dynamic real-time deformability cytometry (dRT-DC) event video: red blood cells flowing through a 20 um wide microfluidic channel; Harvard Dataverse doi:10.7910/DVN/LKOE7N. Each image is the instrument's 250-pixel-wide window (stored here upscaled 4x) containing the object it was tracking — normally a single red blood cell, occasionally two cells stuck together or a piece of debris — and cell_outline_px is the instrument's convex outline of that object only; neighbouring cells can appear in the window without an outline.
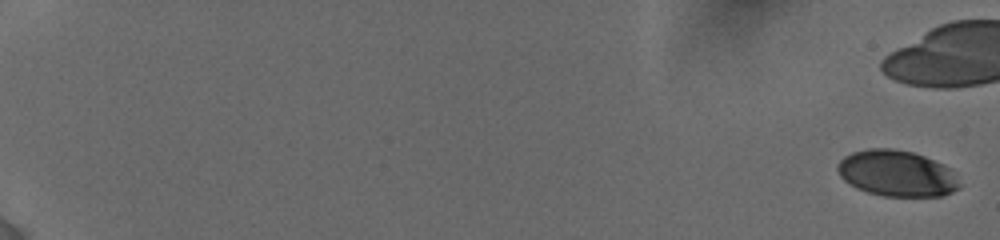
{"species": "human", "species_latin": "Homo sapiens", "temperature_condition": "cold", "stored_images_in_passage": 14, "camera_frame_rate_fps": 3000, "um_per_image_px": 0.085, "donor": {"sex": "female"}, "frame": {"image": 1, "passage_image": 1, "time_ms": 0.0, "image_size_px": [1000, 240], "cell_outline_px": [[960, 188], [944, 196], [884, 196], [868, 192], [856, 188], [844, 180], [840, 176], [836, 168], [836, 164], [844, 156], [852, 152], [868, 148], [892, 148], [912, 152], [924, 156], [944, 164], [948, 168], [960, 184]], "centroid_in_image_um": [76.19, 14.73], "position_along_channel_um": 8.8, "area_um2": 32.77}}
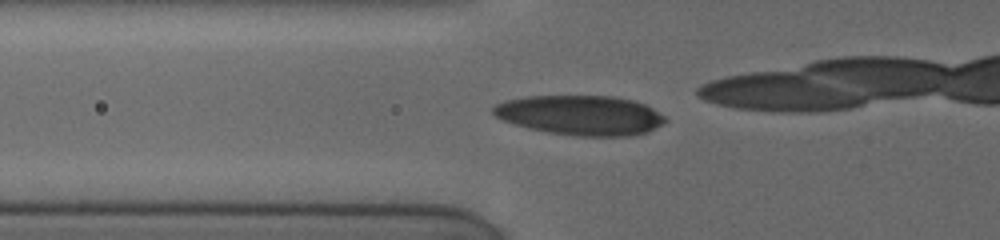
{"frame": {"image": 2, "passage_image": 10, "time_ms": 7.667, "image_size_px": [1000, 240], "cell_outline_px": [[668, 120], [664, 124], [648, 132], [632, 136], [572, 136], [548, 132], [528, 128], [500, 120], [492, 112], [492, 108], [496, 104], [508, 100], [528, 96], [612, 96], [632, 100], [644, 104], [652, 108], [664, 116]], "centroid_in_image_um": [49.35, 9.8], "position_along_channel_um": 76.4, "area_um2": 40.0}}